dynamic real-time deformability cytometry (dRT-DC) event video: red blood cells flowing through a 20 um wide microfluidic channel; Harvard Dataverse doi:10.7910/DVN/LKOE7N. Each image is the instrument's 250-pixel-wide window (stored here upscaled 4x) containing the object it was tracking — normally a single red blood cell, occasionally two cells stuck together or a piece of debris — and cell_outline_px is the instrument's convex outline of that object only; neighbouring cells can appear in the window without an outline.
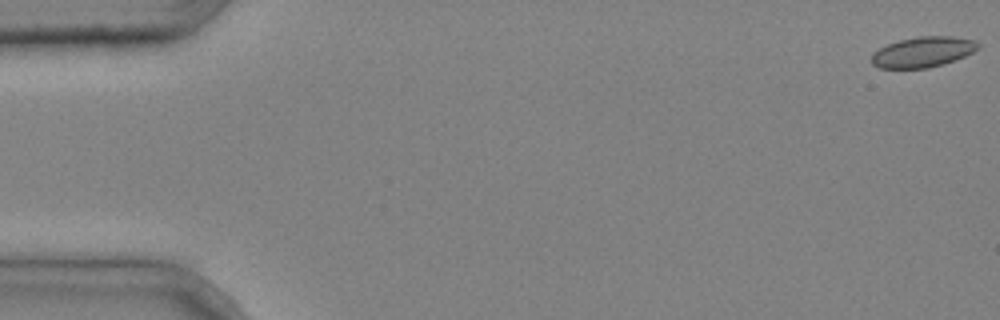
{"species": "common noctule bat (a hibernating species)", "species_latin": "Nyctalus noctula", "temperature_condition": "cold", "stored_images_in_passage": 6, "camera_frame_rate_fps": 3000, "um_per_image_px": 0.085, "animal": {"sex": "male", "body_mass_g": 20.4}, "frame": {"image": 1, "passage_image": 1, "time_ms": 0.0, "image_size_px": [1000, 320], "cell_outline_px": [[980, 48], [964, 56], [944, 64], [928, 68], [880, 68], [872, 64], [872, 52], [888, 44], [900, 40], [916, 36], [952, 36], [972, 40], [980, 44]], "centroid_in_image_um": [78.44, 4.42], "position_along_channel_um": 6.6, "area_um2": 18.84}}
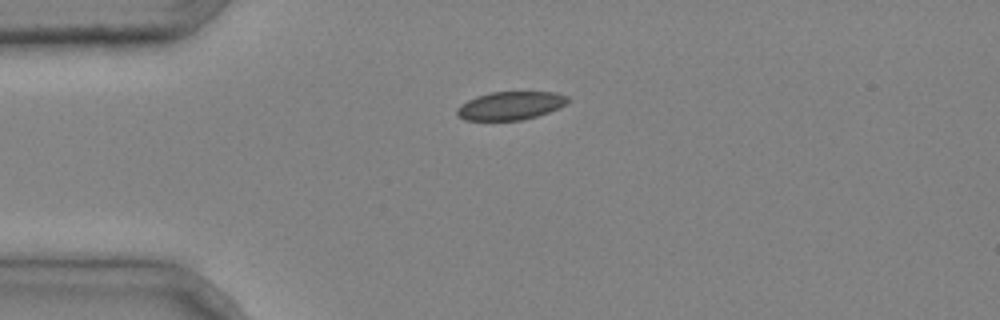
{"frame": {"image": 2, "passage_image": 4, "time_ms": 1.0, "image_size_px": [1000, 320], "cell_outline_px": [[568, 100], [560, 108], [536, 116], [520, 120], [464, 120], [456, 116], [456, 108], [460, 104], [476, 96], [492, 92], [556, 92], [568, 96]], "centroid_in_image_um": [43.35, 8.98], "position_along_channel_um": 41.7, "area_um2": 18.26}}
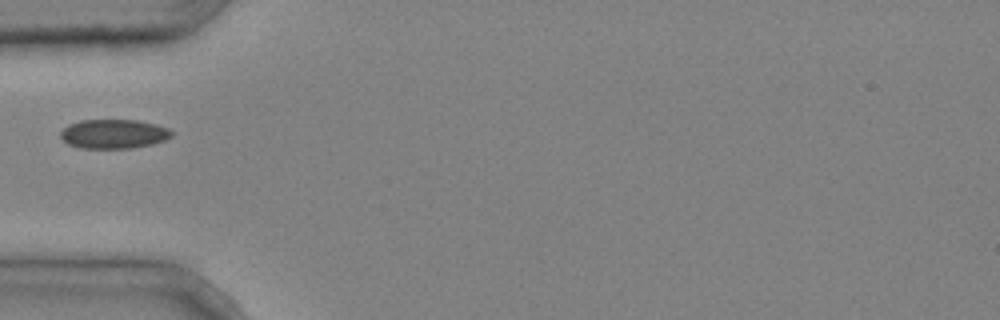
{"frame": {"image": 3, "passage_image": 5, "time_ms": 1.333, "image_size_px": [1000, 320], "cell_outline_px": [[172, 136], [164, 140], [152, 144], [132, 148], [80, 148], [68, 144], [60, 136], [60, 132], [68, 124], [80, 120], [136, 120], [156, 124], [168, 128], [172, 132]], "centroid_in_image_um": [9.65, 11.38], "position_along_channel_um": 75.3, "area_um2": 18.9}}